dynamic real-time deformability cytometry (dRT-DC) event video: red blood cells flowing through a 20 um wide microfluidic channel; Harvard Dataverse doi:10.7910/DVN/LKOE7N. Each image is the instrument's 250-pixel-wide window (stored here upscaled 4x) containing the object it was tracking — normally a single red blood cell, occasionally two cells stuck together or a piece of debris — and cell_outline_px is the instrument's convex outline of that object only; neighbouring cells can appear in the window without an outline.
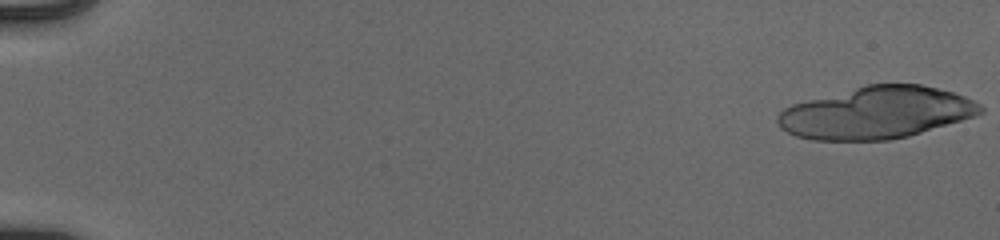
{"species": "human", "species_latin": "Homo sapiens", "temperature_condition": "cold", "stored_images_in_passage": 20, "camera_frame_rate_fps": 3000, "um_per_image_px": 0.085, "donor": {"sex": "male"}, "frame": {"image": 1, "passage_image": 1, "time_ms": 0.0, "image_size_px": [1000, 240], "cell_outline_px": [[984, 112], [976, 116], [908, 136], [888, 140], [812, 140], [796, 136], [780, 128], [776, 120], [776, 116], [784, 108], [792, 104], [864, 84], [920, 84], [952, 92], [964, 96], [980, 104], [984, 108]], "centroid_in_image_um": [74.47, 9.58], "position_along_channel_um": 10.5, "area_um2": 61.5}}